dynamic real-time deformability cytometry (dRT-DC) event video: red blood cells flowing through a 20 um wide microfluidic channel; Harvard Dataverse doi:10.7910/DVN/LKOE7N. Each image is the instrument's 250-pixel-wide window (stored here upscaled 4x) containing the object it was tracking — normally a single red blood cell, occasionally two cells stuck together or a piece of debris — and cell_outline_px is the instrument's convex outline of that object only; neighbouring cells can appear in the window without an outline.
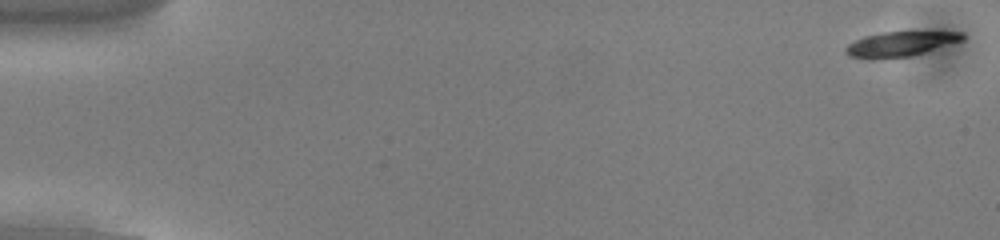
{"species": "common noctule bat (a hibernating species)", "species_latin": "Nyctalus noctula", "temperature_condition": "cold", "stored_images_in_passage": 54, "camera_frame_rate_fps": 3000, "um_per_image_px": 0.085, "animal": {"sex": "male", "body_mass_g": 13.0, "forearm_length_mm": 53.1}, "frame": {"image": 1, "passage_image": 1, "time_ms": 0.0, "image_size_px": [1000, 240], "cell_outline_px": [[964, 40], [912, 56], [872, 60], [868, 60], [848, 56], [844, 52], [844, 48], [848, 44], [864, 36], [884, 32], [964, 32]], "centroid_in_image_um": [76.48, 3.76], "position_along_channel_um": 8.5, "area_um2": 17.11}}
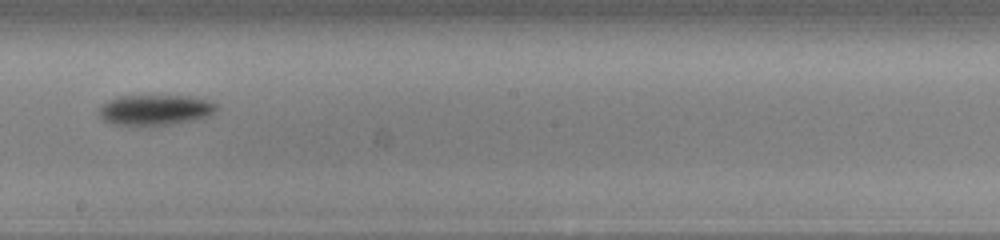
{"frame": {"image": 2, "passage_image": 31, "time_ms": 10.0, "image_size_px": [1000, 240], "cell_outline_px": [[220, 108], [216, 112], [208, 116], [168, 124], [112, 124], [104, 120], [100, 116], [100, 108], [108, 100], [120, 96], [192, 96], [208, 100], [216, 104]], "centroid_in_image_um": [13.23, 9.31], "position_along_channel_um": 235.0, "area_um2": 20.35}}
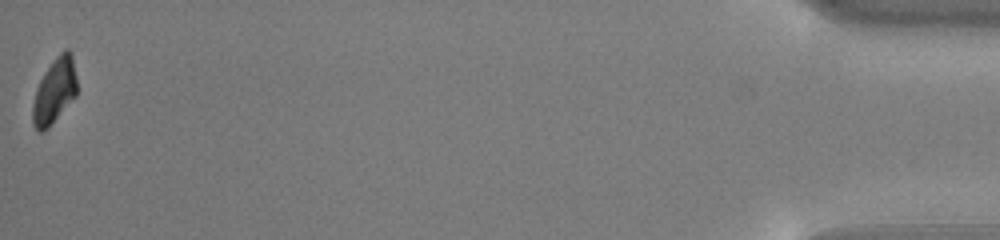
{"frame": {"image": 3, "passage_image": 54, "time_ms": 17.667, "image_size_px": [1000, 240], "cell_outline_px": [[76, 96], [48, 128], [40, 132], [32, 124], [32, 108], [36, 88], [44, 72], [52, 60], [64, 48], [68, 48], [72, 52], [76, 76]], "centroid_in_image_um": [4.63, 7.69], "position_along_channel_um": 430.6, "area_um2": 16.94}, "authors_computed_cell_mechanics": {"area_um2": 18.5827, "velocity_mm_per_s": 3.7988, "shape_relaxation_time_tau1_ms": 1.354, "shape_relaxation_time_tau2_ms": null, "deformation_change_tau1": 0.1135, "deformation_change_tau2": null}}